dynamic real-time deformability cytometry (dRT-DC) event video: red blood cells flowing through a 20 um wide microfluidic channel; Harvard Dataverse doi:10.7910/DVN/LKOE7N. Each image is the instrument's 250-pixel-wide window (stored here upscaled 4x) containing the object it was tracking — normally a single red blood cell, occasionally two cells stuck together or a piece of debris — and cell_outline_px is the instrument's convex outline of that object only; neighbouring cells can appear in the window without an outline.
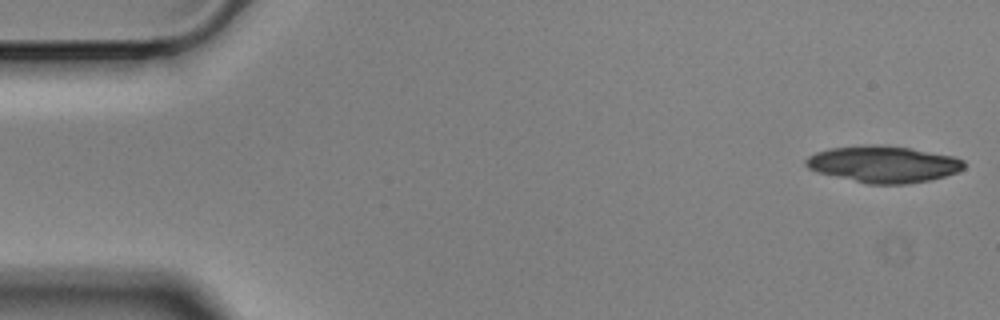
{"species": "Egyptian fruit bat (a non-hibernating species)", "species_latin": "Rousettus aegyptiacus", "temperature_condition": "cold", "stored_images_in_passage": 31, "camera_frame_rate_fps": 3000, "um_per_image_px": 0.085, "animal": {"sex": "male"}, "frame": {"image": 1, "passage_image": 1, "time_ms": 0.0, "image_size_px": [1000, 320], "cell_outline_px": [[964, 168], [956, 172], [944, 176], [928, 180], [904, 184], [868, 184], [816, 172], [808, 168], [804, 164], [804, 160], [808, 156], [816, 152], [828, 148], [872, 144], [876, 144], [908, 148], [952, 156], [964, 160]], "centroid_in_image_um": [75.02, 13.95], "position_along_channel_um": 10.0, "area_um2": 33.58}}
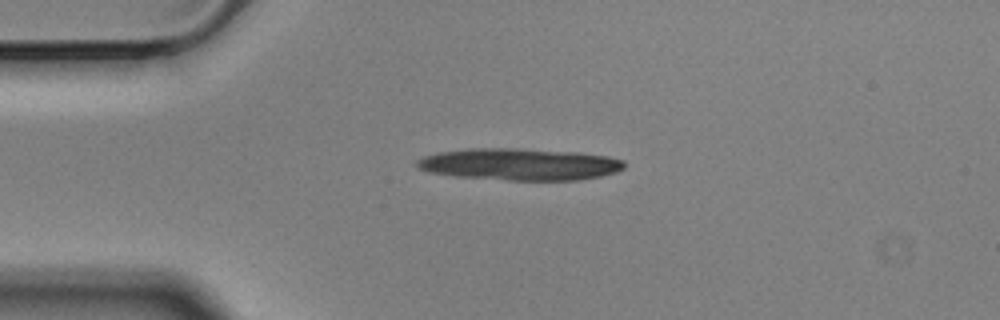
{"frame": {"image": 2, "passage_image": 12, "time_ms": 3.667, "image_size_px": [1000, 320], "cell_outline_px": [[624, 168], [616, 172], [600, 176], [580, 180], [508, 180], [456, 176], [432, 172], [420, 168], [416, 164], [416, 160], [424, 156], [440, 152], [472, 148], [516, 148], [576, 152], [604, 156], [624, 160]], "centroid_in_image_um": [44.19, 13.96], "position_along_channel_um": 40.8, "area_um2": 38.21}}
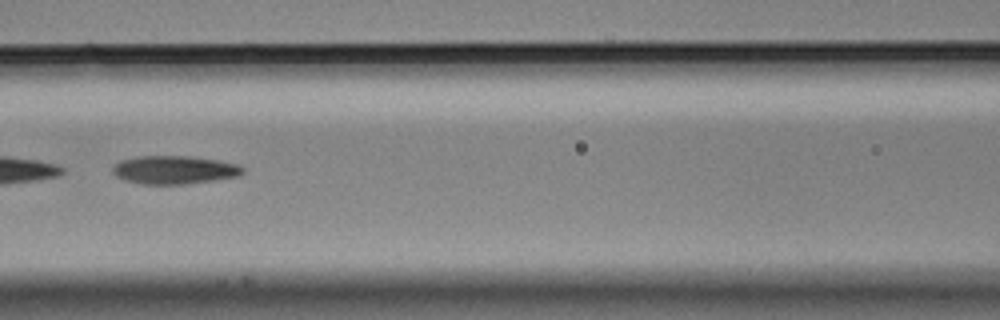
{"frame": {"image": 3, "passage_image": 24, "time_ms": 7.667, "image_size_px": [1000, 320], "cell_outline_px": [[244, 172], [240, 176], [216, 180], [188, 184], [140, 184], [124, 180], [116, 176], [112, 172], [112, 168], [116, 164], [124, 160], [140, 156], [184, 156], [216, 160], [236, 164], [244, 168]], "centroid_in_image_um": [14.83, 14.46], "position_along_channel_um": 151.8, "area_um2": 21.33}}